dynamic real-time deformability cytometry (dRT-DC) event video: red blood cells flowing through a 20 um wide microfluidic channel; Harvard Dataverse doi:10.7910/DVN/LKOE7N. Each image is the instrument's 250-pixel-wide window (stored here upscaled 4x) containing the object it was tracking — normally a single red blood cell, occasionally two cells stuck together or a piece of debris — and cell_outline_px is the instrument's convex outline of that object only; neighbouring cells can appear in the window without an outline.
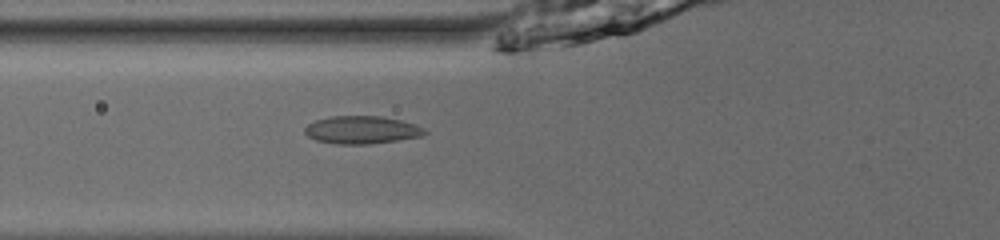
{"species": "common noctule bat (a hibernating species)", "species_latin": "Nyctalus noctula", "temperature_condition": "room temperature", "stored_images_in_passage": 54, "camera_frame_rate_fps": 3000, "um_per_image_px": 0.085, "animal": {"sex": "male", "body_mass_g": 13.0, "forearm_length_mm": 53.1}, "frame": {"image": 1, "passage_image": 23, "time_ms": 7.333, "image_size_px": [1000, 240], "cell_outline_px": [[428, 132], [424, 136], [368, 144], [336, 144], [316, 140], [308, 136], [304, 132], [304, 128], [308, 124], [316, 120], [332, 116], [380, 116], [400, 120], [416, 124], [424, 128]], "centroid_in_image_um": [30.76, 11.04], "position_along_channel_um": 95.0, "area_um2": 19.42}}
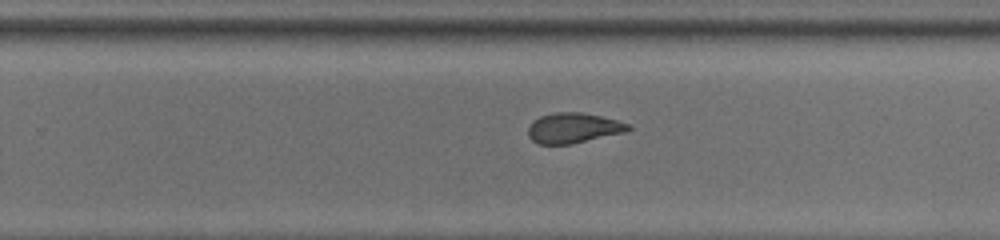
{"frame": {"image": 2, "passage_image": 37, "time_ms": 12.0, "image_size_px": [1000, 240], "cell_outline_px": [[632, 128], [624, 132], [572, 144], [536, 144], [528, 136], [528, 128], [532, 120], [540, 116], [556, 112], [580, 112], [600, 116], [632, 124]], "centroid_in_image_um": [48.71, 10.88], "position_along_channel_um": 281.1, "area_um2": 17.69}}
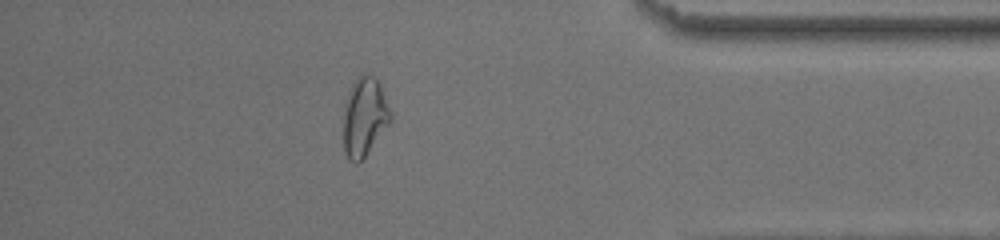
{"frame": {"image": 3, "passage_image": 48, "time_ms": 15.667, "image_size_px": [1000, 240], "cell_outline_px": [[392, 120], [364, 156], [356, 164], [348, 160], [344, 152], [344, 116], [348, 92], [352, 84], [360, 72], [372, 76], [380, 84], [392, 116]], "centroid_in_image_um": [30.97, 9.92], "position_along_channel_um": 404.2, "area_um2": 21.27}, "authors_computed_cell_mechanics": {"area_um2": 19.1318, "velocity_mm_per_s": 3.969, "shape_relaxation_time_tau1_ms": null, "shape_relaxation_time_tau2_ms": 0.9882, "deformation_change_tau1": null, "deformation_change_tau2": 0.0604}}